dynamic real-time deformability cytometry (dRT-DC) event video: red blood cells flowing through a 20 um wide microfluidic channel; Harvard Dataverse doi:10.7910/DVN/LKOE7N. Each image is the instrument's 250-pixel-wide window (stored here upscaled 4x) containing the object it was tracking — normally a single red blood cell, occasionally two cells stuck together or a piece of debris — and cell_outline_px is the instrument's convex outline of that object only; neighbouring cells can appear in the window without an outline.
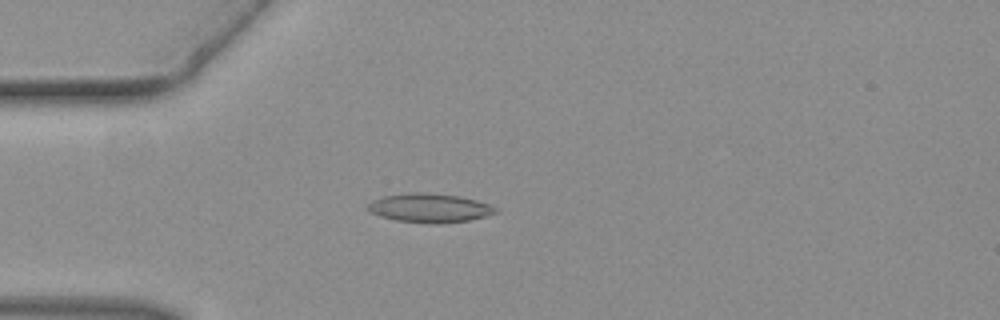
{"species": "common noctule bat (a hibernating species)", "species_latin": "Nyctalus noctula", "temperature_condition": "warm", "stored_images_in_passage": 48, "camera_frame_rate_fps": 3000, "um_per_image_px": 0.085, "animal": {"sex": "female", "body_mass_g": 19.3, "forearm_length_mm": 54.1}, "frame": {"image": 1, "passage_image": 13, "time_ms": 4.0, "image_size_px": [1000, 320], "cell_outline_px": [[496, 212], [484, 216], [468, 220], [440, 224], [432, 224], [396, 220], [380, 216], [368, 212], [364, 208], [372, 200], [384, 196], [412, 192], [420, 192], [460, 196], [492, 204], [496, 208]], "centroid_in_image_um": [36.47, 17.68], "position_along_channel_um": 48.5, "area_um2": 21.62}}
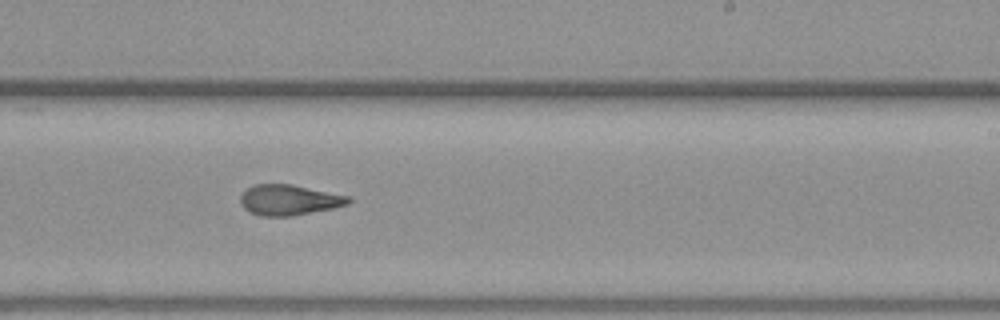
{"frame": {"image": 2, "passage_image": 29, "time_ms": 9.333, "image_size_px": [1000, 320], "cell_outline_px": [[352, 200], [348, 204], [332, 208], [292, 216], [260, 216], [248, 212], [244, 208], [240, 200], [240, 196], [252, 184], [292, 184], [352, 196]], "centroid_in_image_um": [24.58, 16.99], "position_along_channel_um": 264.4, "area_um2": 19.36}}
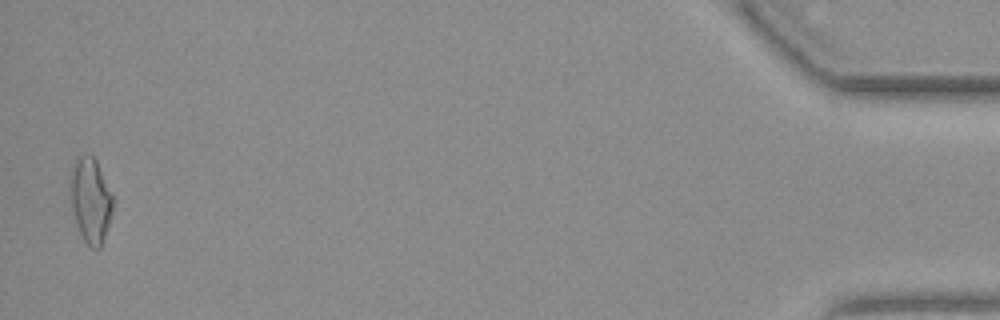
{"frame": {"image": 3, "passage_image": 47, "time_ms": 15.333, "image_size_px": [1000, 320], "cell_outline_px": [[112, 212], [100, 248], [92, 248], [84, 240], [80, 232], [76, 220], [72, 204], [72, 172], [76, 160], [80, 156], [92, 156], [96, 160], [112, 192]], "centroid_in_image_um": [7.74, 17.03], "position_along_channel_um": 427.5, "area_um2": 20.06}}